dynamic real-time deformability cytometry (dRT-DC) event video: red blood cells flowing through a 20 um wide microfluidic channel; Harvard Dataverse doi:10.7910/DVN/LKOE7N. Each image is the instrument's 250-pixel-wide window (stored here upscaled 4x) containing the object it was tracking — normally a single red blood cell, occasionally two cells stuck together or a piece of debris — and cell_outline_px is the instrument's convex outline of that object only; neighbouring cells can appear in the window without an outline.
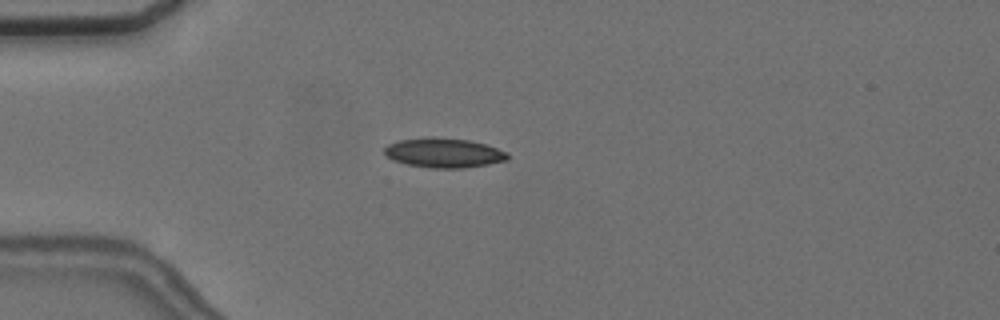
{"species": "common noctule bat (a hibernating species)", "species_latin": "Nyctalus noctula", "temperature_condition": "cold", "stored_images_in_passage": 3, "camera_frame_rate_fps": 3000, "um_per_image_px": 0.085, "animal": {"sex": "female", "body_mass_g": 24.6, "forearm_length_mm": 56.2}, "frame": {"image": 1, "passage_image": 3, "time_ms": 2.333, "image_size_px": [1000, 320], "cell_outline_px": [[508, 160], [488, 164], [464, 168], [428, 168], [408, 164], [392, 160], [384, 156], [384, 148], [388, 144], [400, 140], [428, 136], [432, 136], [468, 140], [488, 144], [508, 152]], "centroid_in_image_um": [37.72, 12.98], "position_along_channel_um": 47.3, "area_um2": 21.56}}